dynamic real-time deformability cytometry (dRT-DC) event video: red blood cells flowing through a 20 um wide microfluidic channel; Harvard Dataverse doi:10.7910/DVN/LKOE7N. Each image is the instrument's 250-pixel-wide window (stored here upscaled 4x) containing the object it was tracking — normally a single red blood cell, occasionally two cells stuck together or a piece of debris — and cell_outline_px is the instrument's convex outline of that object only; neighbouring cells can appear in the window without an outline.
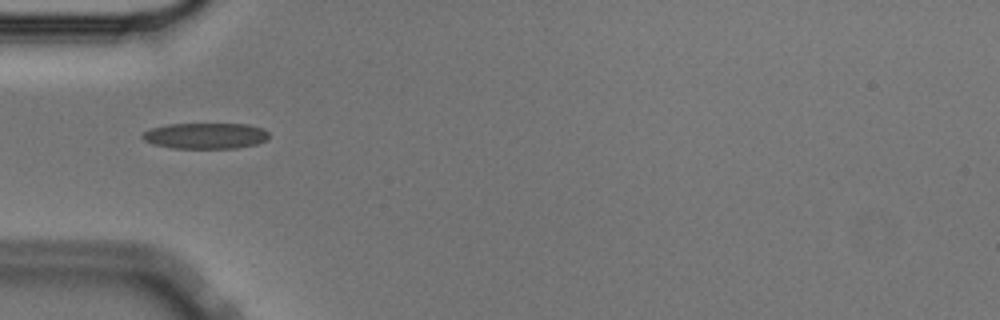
{"species": "Egyptian fruit bat (a non-hibernating species)", "species_latin": "Rousettus aegyptiacus", "temperature_condition": "cold", "stored_images_in_passage": 39, "camera_frame_rate_fps": 3000, "um_per_image_px": 0.085, "animal": {"sex": "male"}, "frame": {"image": 1, "passage_image": 1, "time_ms": 0.0, "image_size_px": [1000, 320], "cell_outline_px": [[268, 136], [264, 140], [256, 144], [236, 148], [172, 148], [152, 144], [144, 140], [140, 136], [144, 132], [152, 128], [168, 124], [248, 124], [264, 128], [268, 132]], "centroid_in_image_um": [17.45, 11.54], "position_along_channel_um": 67.5, "area_um2": 19.07}}
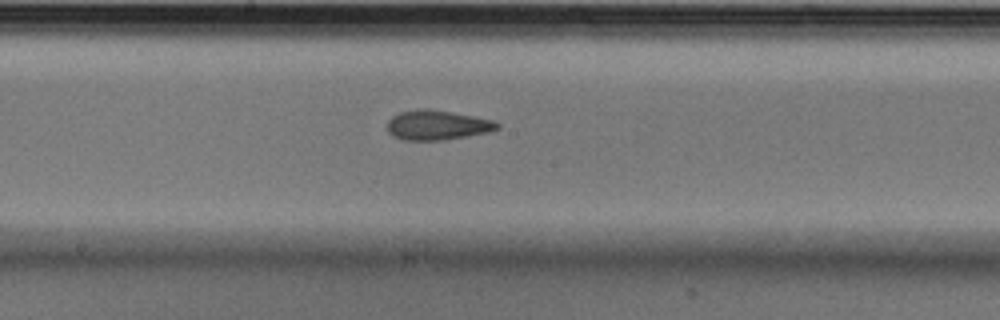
{"frame": {"image": 2, "passage_image": 13, "time_ms": 4.0, "image_size_px": [1000, 320], "cell_outline_px": [[500, 128], [488, 132], [468, 136], [444, 140], [404, 140], [392, 136], [388, 132], [388, 120], [392, 116], [400, 112], [416, 108], [424, 108], [452, 112], [492, 120], [500, 124]], "centroid_in_image_um": [37.14, 10.63], "position_along_channel_um": 211.1, "area_um2": 19.07}}
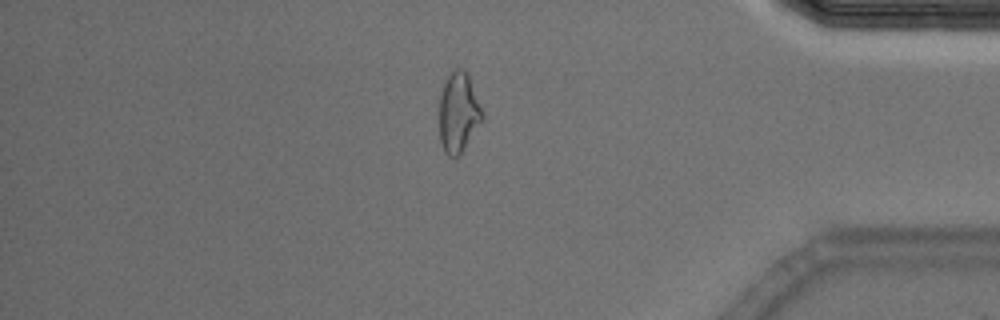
{"frame": {"image": 3, "passage_image": 31, "time_ms": 10.0, "image_size_px": [1000, 320], "cell_outline_px": [[484, 120], [460, 156], [456, 160], [452, 160], [444, 152], [440, 140], [440, 96], [444, 84], [448, 76], [456, 68], [460, 68], [468, 72], [484, 116]], "centroid_in_image_um": [38.99, 9.64], "position_along_channel_um": 396.2, "area_um2": 20.4}, "authors_computed_cell_mechanics": {"area_um2": 19.074, "velocity_mm_per_s": 3.5685, "shape_relaxation_time_tau1_ms": null, "shape_relaxation_time_tau2_ms": 3.3907, "deformation_change_tau1": null, "deformation_change_tau2": 0.116}}